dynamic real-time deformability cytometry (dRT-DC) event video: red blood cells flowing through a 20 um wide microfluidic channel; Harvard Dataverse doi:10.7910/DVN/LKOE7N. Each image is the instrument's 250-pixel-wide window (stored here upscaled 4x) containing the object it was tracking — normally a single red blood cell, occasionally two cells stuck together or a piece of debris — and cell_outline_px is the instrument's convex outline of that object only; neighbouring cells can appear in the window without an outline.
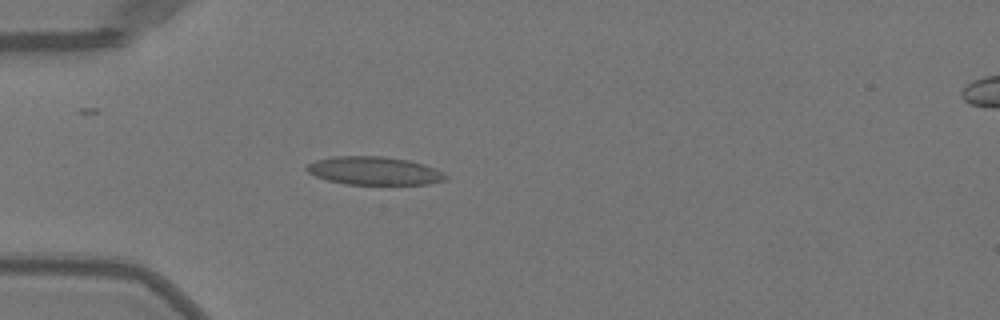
{"species": "Egyptian fruit bat (a non-hibernating species)", "species_latin": "Rousettus aegyptiacus", "temperature_condition": "warm", "stored_images_in_passage": 43, "camera_frame_rate_fps": 3000, "um_per_image_px": 0.085, "animal": {"sex": "female"}, "frame": {"image": 1, "passage_image": 8, "time_ms": 2.333, "image_size_px": [1000, 320], "cell_outline_px": [[448, 176], [444, 180], [428, 184], [344, 184], [328, 180], [316, 176], [308, 172], [304, 168], [308, 164], [316, 160], [332, 156], [380, 156], [408, 160], [424, 164], [444, 172]], "centroid_in_image_um": [31.8, 14.51], "position_along_channel_um": 53.2, "area_um2": 22.77}}
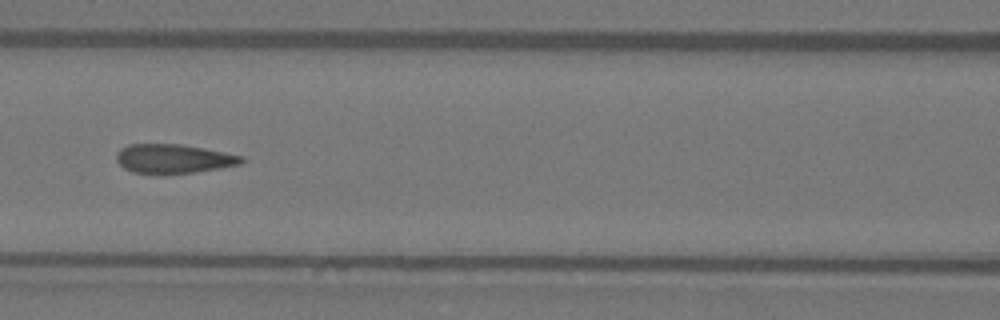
{"frame": {"image": 2, "passage_image": 16, "time_ms": 5.0, "image_size_px": [1000, 320], "cell_outline_px": [[248, 160], [240, 164], [220, 168], [192, 172], [132, 172], [124, 168], [116, 160], [116, 152], [120, 148], [128, 144], [180, 144], [204, 148], [244, 156]], "centroid_in_image_um": [14.77, 13.46], "position_along_channel_um": 151.8, "area_um2": 20.92}}
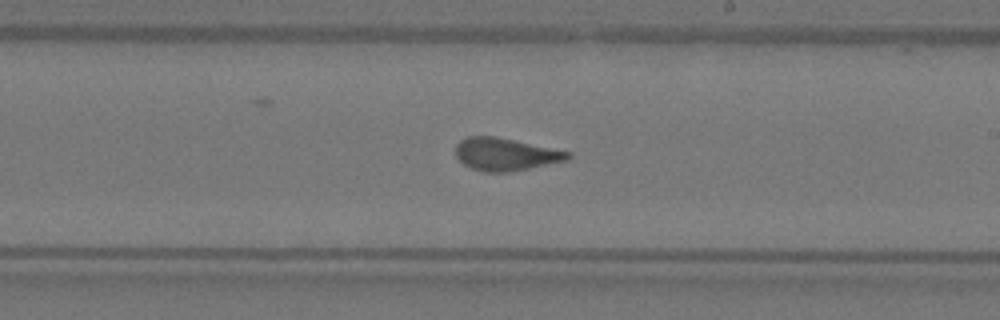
{"frame": {"image": 3, "passage_image": 23, "time_ms": 7.333, "image_size_px": [1000, 320], "cell_outline_px": [[572, 156], [568, 160], [508, 172], [484, 172], [472, 168], [464, 164], [456, 156], [456, 144], [460, 140], [468, 136], [496, 136], [572, 152]], "centroid_in_image_um": [42.98, 13.1], "position_along_channel_um": 246.0, "area_um2": 21.27}, "authors_computed_cell_mechanics": {"area_um2": 21.8484, "velocity_mm_per_s": 4.0569, "shape_relaxation_time_tau1_ms": null, "shape_relaxation_time_tau2_ms": 0.9518, "deformation_change_tau1": null, "deformation_change_tau2": 0.0563}}